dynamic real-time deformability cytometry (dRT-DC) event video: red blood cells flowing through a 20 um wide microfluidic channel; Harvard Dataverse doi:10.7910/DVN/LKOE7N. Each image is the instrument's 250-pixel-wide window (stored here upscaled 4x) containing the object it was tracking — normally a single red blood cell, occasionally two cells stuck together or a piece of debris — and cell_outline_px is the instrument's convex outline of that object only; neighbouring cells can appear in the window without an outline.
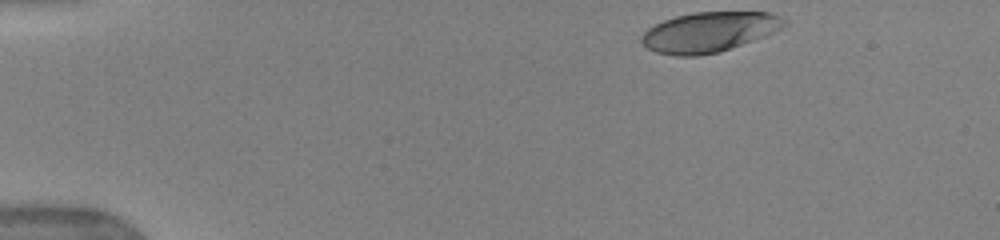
{"species": "human", "species_latin": "Homo sapiens", "temperature_condition": "warm", "stored_images_in_passage": 45, "camera_frame_rate_fps": 3000, "um_per_image_px": 0.085, "donor": {"sex": "female"}, "frame": {"image": 1, "passage_image": 1, "time_ms": 0.0, "image_size_px": [1000, 240], "cell_outline_px": [[788, 24], [764, 36], [720, 52], [696, 56], [676, 56], [656, 52], [648, 48], [640, 40], [640, 36], [648, 28], [664, 20], [676, 16], [692, 12], [772, 12], [788, 20]], "centroid_in_image_um": [60.28, 2.71], "position_along_channel_um": 24.7, "area_um2": 33.29}}
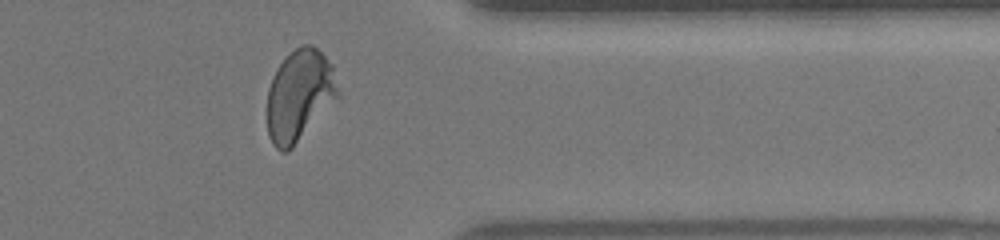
{"frame": {"image": 2, "passage_image": 36, "time_ms": 11.667, "image_size_px": [1000, 240], "cell_outline_px": [[340, 96], [292, 148], [288, 152], [280, 152], [272, 144], [268, 132], [268, 88], [272, 76], [280, 64], [300, 44], [312, 44], [332, 64], [340, 92]], "centroid_in_image_um": [25.47, 8.12], "position_along_channel_um": 385.9, "area_um2": 37.63}}
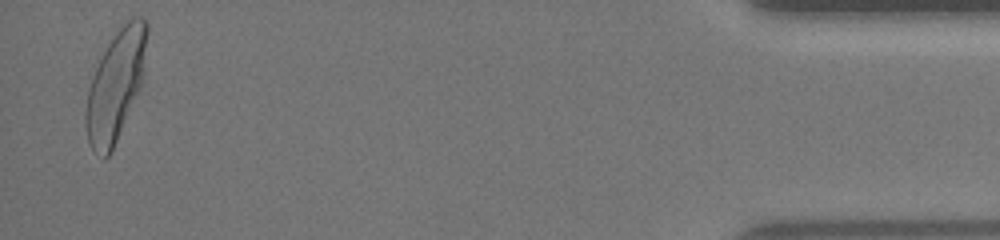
{"frame": {"image": 3, "passage_image": 44, "time_ms": 14.333, "image_size_px": [1000, 240], "cell_outline_px": [[148, 32], [140, 88], [112, 152], [104, 160], [88, 144], [84, 120], [84, 116], [88, 92], [92, 76], [104, 52], [116, 32], [132, 16], [140, 16], [148, 20]], "centroid_in_image_um": [9.82, 7.29], "position_along_channel_um": 425.4, "area_um2": 38.78}, "authors_computed_cell_mechanics": {"area_um2": 36.2984, "velocity_mm_per_s": 3.9443, "shape_relaxation_time_tau1_ms": 3.6641, "shape_relaxation_time_tau2_ms": null, "deformation_change_tau1": 0.1952, "deformation_change_tau2": null}}